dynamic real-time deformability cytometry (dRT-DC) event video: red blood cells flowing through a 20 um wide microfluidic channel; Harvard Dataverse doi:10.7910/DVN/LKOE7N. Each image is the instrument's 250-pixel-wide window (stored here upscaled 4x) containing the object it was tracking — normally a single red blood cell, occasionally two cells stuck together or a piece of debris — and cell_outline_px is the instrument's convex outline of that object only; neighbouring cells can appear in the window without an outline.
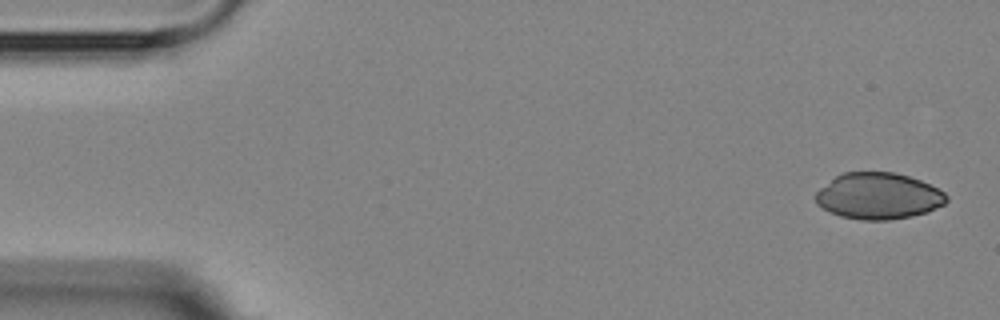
{"species": "Egyptian fruit bat (a non-hibernating species)", "species_latin": "Rousettus aegyptiacus", "temperature_condition": "room temperature", "stored_images_in_passage": 5, "camera_frame_rate_fps": 3000, "um_per_image_px": 0.085, "animal": {"sex": "female"}, "frame": {"image": 1, "passage_image": 1, "time_ms": 0.0, "image_size_px": [1000, 320], "cell_outline_px": [[948, 200], [944, 204], [928, 212], [912, 216], [888, 220], [860, 220], [840, 216], [828, 212], [816, 204], [816, 192], [820, 188], [836, 176], [844, 172], [892, 172], [908, 176], [920, 180], [944, 192], [948, 196]], "centroid_in_image_um": [74.66, 16.67], "position_along_channel_um": 10.3, "area_um2": 35.37}}